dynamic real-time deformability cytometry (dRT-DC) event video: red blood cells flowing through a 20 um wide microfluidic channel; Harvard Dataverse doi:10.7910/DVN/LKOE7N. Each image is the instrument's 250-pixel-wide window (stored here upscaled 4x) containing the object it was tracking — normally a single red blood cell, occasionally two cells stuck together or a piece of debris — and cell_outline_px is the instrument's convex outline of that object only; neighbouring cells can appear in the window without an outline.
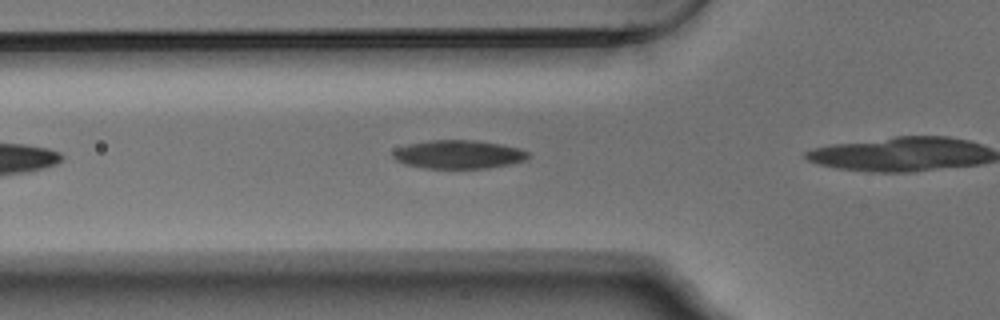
{"species": "Egyptian fruit bat (a non-hibernating species)", "species_latin": "Rousettus aegyptiacus", "temperature_condition": "warm", "stored_images_in_passage": 26, "camera_frame_rate_fps": 3000, "um_per_image_px": 0.085, "animal": {"sex": "male"}, "frame": {"image": 1, "passage_image": 6, "time_ms": 1.667, "image_size_px": [1000, 320], "cell_outline_px": [[528, 156], [524, 160], [508, 164], [488, 168], [424, 168], [404, 164], [396, 160], [392, 156], [392, 152], [396, 148], [408, 144], [432, 140], [476, 140], [500, 144], [520, 148], [528, 152]], "centroid_in_image_um": [38.93, 13.12], "position_along_channel_um": 86.9, "area_um2": 22.37}}
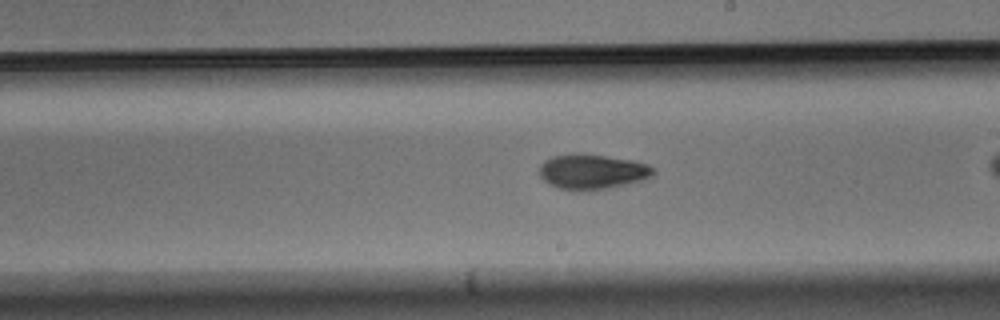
{"frame": {"image": 2, "passage_image": 15, "time_ms": 4.667, "image_size_px": [1000, 320], "cell_outline_px": [[656, 172], [652, 176], [640, 180], [608, 188], [556, 188], [548, 184], [540, 176], [540, 164], [544, 160], [552, 156], [576, 152], [580, 152], [632, 160], [648, 164], [656, 168]], "centroid_in_image_um": [50.33, 14.54], "position_along_channel_um": 238.7, "area_um2": 22.95}}
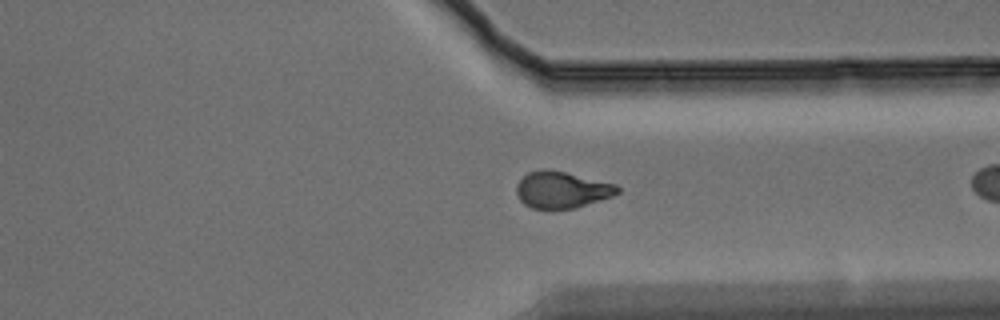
{"frame": {"image": 3, "passage_image": 25, "time_ms": 8.0, "image_size_px": [1000, 320], "cell_outline_px": [[620, 192], [612, 196], [576, 208], [532, 208], [524, 204], [520, 200], [516, 192], [516, 184], [528, 172], [540, 168], [548, 168], [616, 184], [620, 188]], "centroid_in_image_um": [47.74, 16.11], "position_along_channel_um": 363.7, "area_um2": 21.56}}